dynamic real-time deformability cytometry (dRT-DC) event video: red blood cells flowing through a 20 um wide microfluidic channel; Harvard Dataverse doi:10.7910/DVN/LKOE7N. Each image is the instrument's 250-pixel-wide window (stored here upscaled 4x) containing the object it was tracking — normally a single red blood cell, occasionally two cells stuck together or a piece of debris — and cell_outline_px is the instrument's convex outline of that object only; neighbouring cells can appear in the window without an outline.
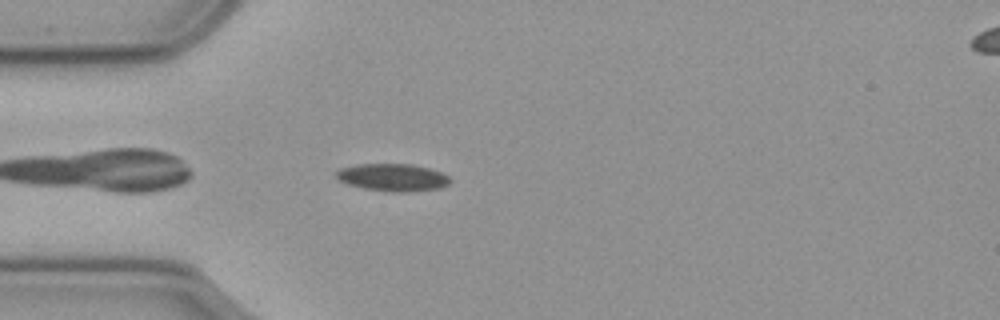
{"species": "common noctule bat (a hibernating species)", "species_latin": "Nyctalus noctula", "temperature_condition": "cold", "stored_images_in_passage": 43, "camera_frame_rate_fps": 3000, "um_per_image_px": 0.085, "animal": {"sex": "male", "body_mass_g": 23.1, "forearm_length_mm": 52.7}, "frame": {"image": 1, "passage_image": 2, "time_ms": 0.333, "image_size_px": [1000, 320], "cell_outline_px": [[452, 180], [448, 184], [436, 188], [396, 192], [364, 188], [348, 184], [336, 180], [336, 172], [340, 168], [360, 164], [412, 164], [428, 168], [440, 172], [448, 176]], "centroid_in_image_um": [33.33, 15.06], "position_along_channel_um": 51.7, "area_um2": 17.86}}
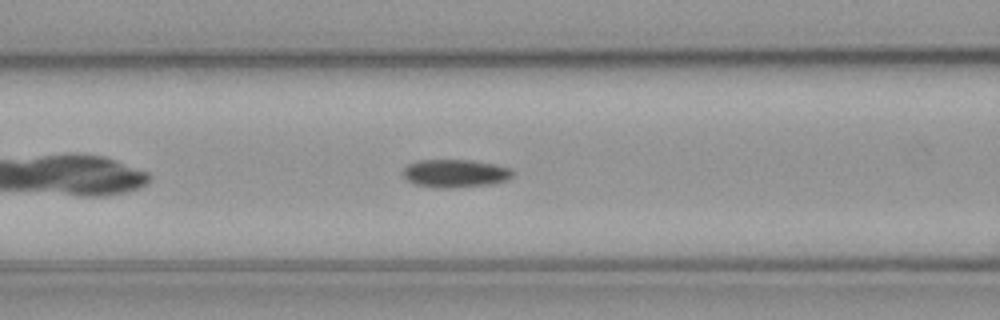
{"frame": {"image": 2, "passage_image": 9, "time_ms": 2.667, "image_size_px": [1000, 320], "cell_outline_px": [[512, 176], [508, 180], [492, 184], [452, 188], [432, 188], [416, 184], [408, 180], [404, 176], [404, 168], [408, 164], [420, 160], [472, 160], [496, 164], [512, 168]], "centroid_in_image_um": [38.73, 14.74], "position_along_channel_um": 127.9, "area_um2": 18.03}}
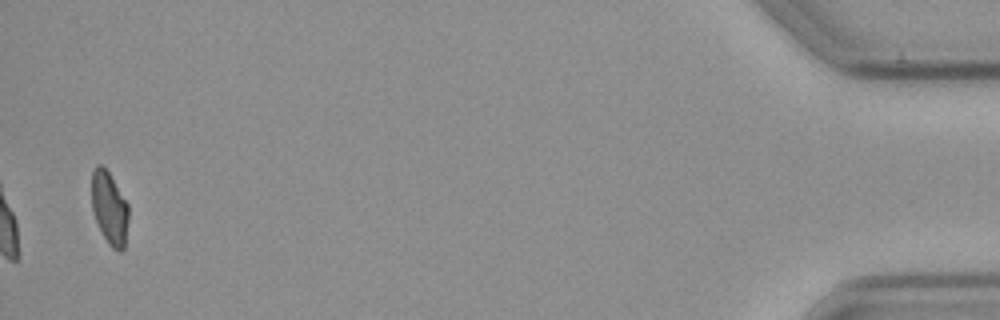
{"frame": {"image": 3, "passage_image": 42, "time_ms": 13.667, "image_size_px": [1000, 320], "cell_outline_px": [[128, 220], [124, 248], [120, 252], [112, 248], [108, 244], [96, 220], [92, 208], [92, 172], [96, 164], [100, 164], [108, 172], [128, 204]], "centroid_in_image_um": [9.3, 17.7], "position_along_channel_um": 425.9, "area_um2": 15.37}, "authors_computed_cell_mechanics": {"area_um2": 17.3978, "velocity_mm_per_s": 3.587, "shape_relaxation_time_tau1_ms": 4.8918, "shape_relaxation_time_tau2_ms": 5.7115, "deformation_change_tau1": 0.1148, "deformation_change_tau2": 0.0978}}